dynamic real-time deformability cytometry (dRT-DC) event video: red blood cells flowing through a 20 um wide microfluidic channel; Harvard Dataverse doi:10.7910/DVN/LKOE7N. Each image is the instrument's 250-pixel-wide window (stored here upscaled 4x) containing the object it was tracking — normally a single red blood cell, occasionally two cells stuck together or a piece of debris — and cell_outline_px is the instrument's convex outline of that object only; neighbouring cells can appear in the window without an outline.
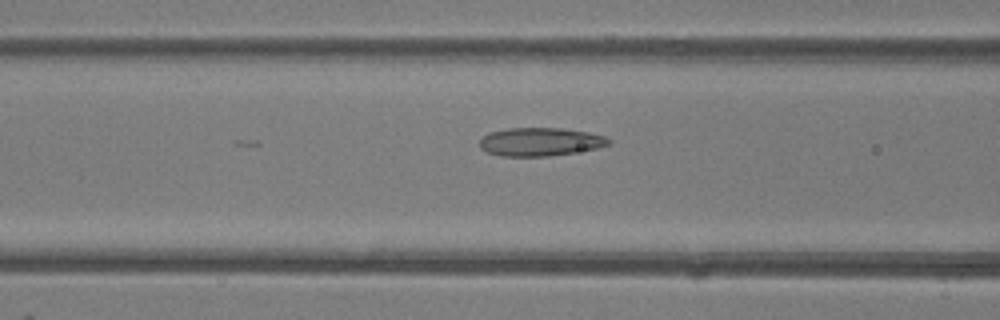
{"species": "common noctule bat (a hibernating species)", "species_latin": "Nyctalus noctula", "temperature_condition": "room temperature", "stored_images_in_passage": 16, "camera_frame_rate_fps": 3000, "um_per_image_px": 0.085, "animal": {"sex": "female"}, "frame": {"image": 1, "passage_image": 4, "time_ms": 1.0, "image_size_px": [1000, 320], "cell_outline_px": [[612, 140], [608, 144], [596, 148], [548, 156], [500, 156], [488, 152], [480, 148], [480, 140], [488, 132], [508, 128], [560, 128], [588, 132], [604, 136]], "centroid_in_image_um": [45.88, 12.04], "position_along_channel_um": 120.7, "area_um2": 21.1}}
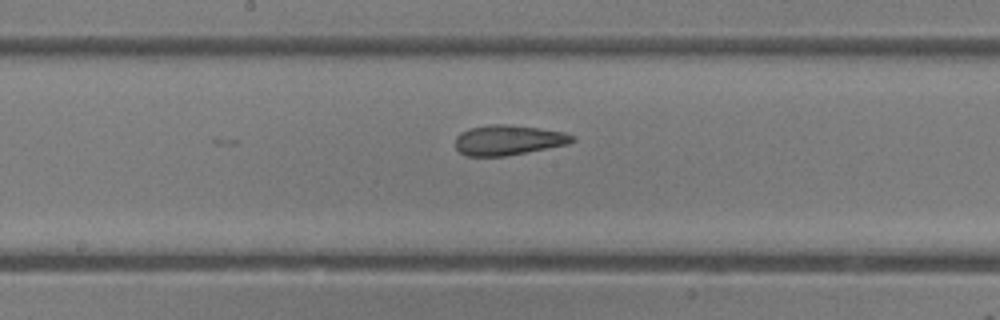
{"frame": {"image": 2, "passage_image": 10, "time_ms": 3.0, "image_size_px": [1000, 320], "cell_outline_px": [[576, 140], [568, 144], [504, 156], [468, 156], [460, 152], [456, 148], [456, 136], [460, 132], [468, 128], [492, 124], [508, 124], [564, 132], [572, 136]], "centroid_in_image_um": [43.16, 11.9], "position_along_channel_um": 205.0, "area_um2": 20.29}}
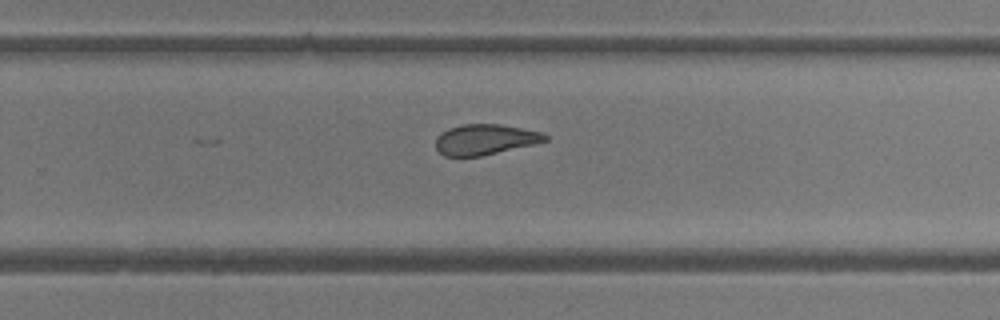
{"frame": {"image": 3, "passage_image": 16, "time_ms": 5.0, "image_size_px": [1000, 320], "cell_outline_px": [[548, 140], [536, 144], [480, 156], [444, 156], [436, 148], [436, 136], [440, 132], [448, 128], [464, 124], [500, 124], [544, 132], [548, 136]], "centroid_in_image_um": [41.25, 11.85], "position_along_channel_um": 288.6, "area_um2": 19.59}}